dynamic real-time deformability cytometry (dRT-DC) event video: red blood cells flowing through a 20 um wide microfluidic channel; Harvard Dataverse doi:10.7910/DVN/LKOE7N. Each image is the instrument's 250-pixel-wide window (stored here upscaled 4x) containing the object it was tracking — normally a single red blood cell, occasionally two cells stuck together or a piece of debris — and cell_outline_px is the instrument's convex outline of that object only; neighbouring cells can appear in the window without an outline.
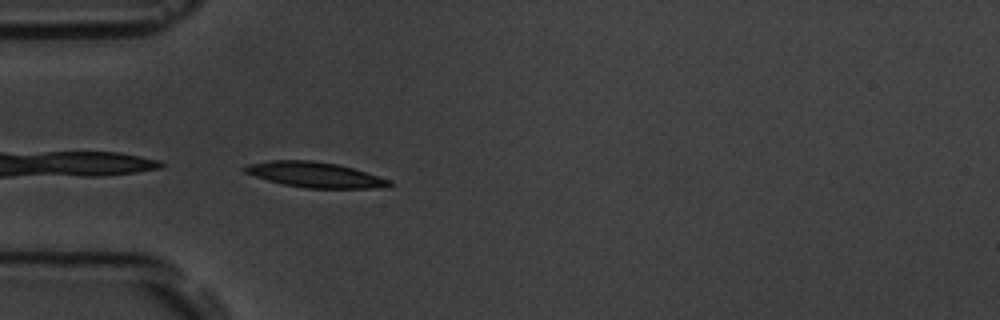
{"species": "common noctule bat (a hibernating species)", "species_latin": "Nyctalus noctula", "temperature_condition": "room temperature", "stored_images_in_passage": 40, "camera_frame_rate_fps": 3000, "um_per_image_px": 0.085, "animal": {"sex": "male", "body_mass_g": 19.5, "forearm_length_mm": 54.6}, "frame": {"image": 1, "passage_image": 1, "time_ms": 0.0, "image_size_px": [1000, 320], "cell_outline_px": [[392, 184], [388, 188], [308, 188], [284, 184], [268, 180], [244, 172], [240, 168], [248, 164], [272, 160], [312, 160], [336, 164], [352, 168], [392, 180]], "centroid_in_image_um": [26.79, 14.85], "position_along_channel_um": 58.2, "area_um2": 21.27}}
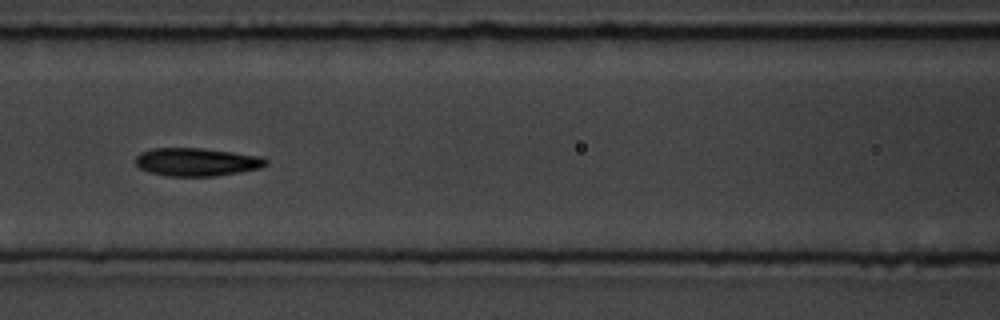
{"frame": {"image": 2, "passage_image": 9, "time_ms": 2.667, "image_size_px": [1000, 320], "cell_outline_px": [[268, 164], [260, 168], [240, 172], [216, 176], [168, 176], [148, 172], [140, 168], [136, 164], [136, 156], [140, 152], [152, 148], [200, 148], [232, 152], [260, 156], [268, 160]], "centroid_in_image_um": [16.71, 13.77], "position_along_channel_um": 149.9, "area_um2": 21.39}}
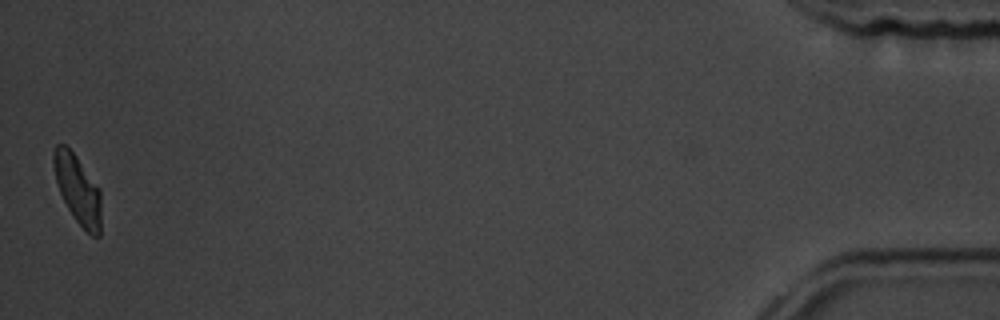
{"frame": {"image": 3, "passage_image": 40, "time_ms": 13.0, "image_size_px": [1000, 320], "cell_outline_px": [[100, 236], [92, 236], [76, 220], [68, 208], [60, 192], [56, 180], [52, 164], [52, 152], [56, 144], [64, 144], [76, 156], [100, 188]], "centroid_in_image_um": [6.59, 16.06], "position_along_channel_um": 428.6, "area_um2": 18.84}, "authors_computed_cell_mechanics": {"area_um2": 21.1837, "velocity_mm_per_s": 3.615, "shape_relaxation_time_tau1_ms": 2.365, "shape_relaxation_time_tau2_ms": 3.0726, "deformation_change_tau1": 0.1366, "deformation_change_tau2": 0.0863}}